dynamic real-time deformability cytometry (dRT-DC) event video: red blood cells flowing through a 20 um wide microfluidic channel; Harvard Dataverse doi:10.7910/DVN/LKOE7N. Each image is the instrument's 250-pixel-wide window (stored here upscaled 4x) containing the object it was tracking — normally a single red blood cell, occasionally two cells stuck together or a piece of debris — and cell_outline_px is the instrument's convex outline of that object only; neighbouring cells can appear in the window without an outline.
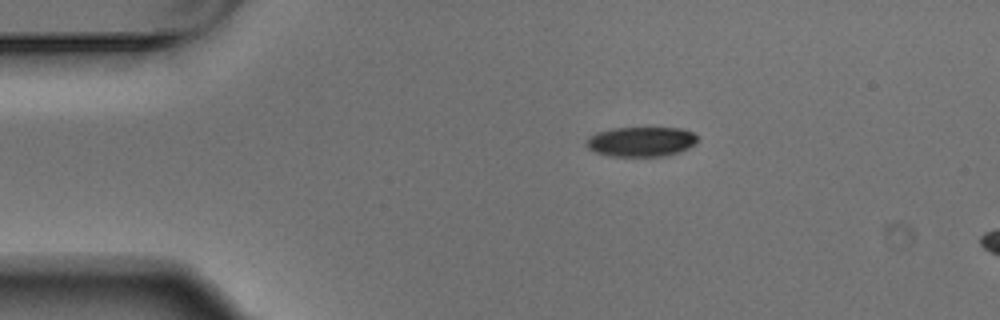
{"species": "Egyptian fruit bat (a non-hibernating species)", "species_latin": "Rousettus aegyptiacus", "temperature_condition": "warm", "stored_images_in_passage": 3, "camera_frame_rate_fps": 3000, "um_per_image_px": 0.085, "animal": {"sex": "male"}, "frame": {"image": 1, "passage_image": 1, "time_ms": 0.0, "image_size_px": [1000, 320], "cell_outline_px": [[696, 144], [680, 152], [664, 156], [612, 156], [596, 152], [588, 148], [584, 144], [588, 136], [596, 132], [616, 128], [680, 128], [692, 132], [696, 136]], "centroid_in_image_um": [54.47, 12.04], "position_along_channel_um": 30.5, "area_um2": 19.31}}